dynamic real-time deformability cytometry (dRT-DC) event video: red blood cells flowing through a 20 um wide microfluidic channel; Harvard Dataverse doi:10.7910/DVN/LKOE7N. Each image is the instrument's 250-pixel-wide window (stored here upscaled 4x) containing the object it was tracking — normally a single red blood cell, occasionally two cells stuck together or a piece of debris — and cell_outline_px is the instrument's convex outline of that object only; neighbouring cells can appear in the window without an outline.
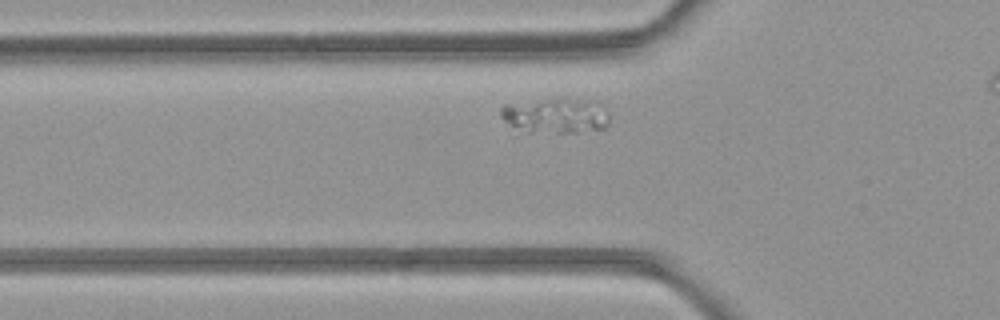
{"species": "common noctule bat (a hibernating species)", "species_latin": "Nyctalus noctula", "temperature_condition": "room temperature", "stored_images_in_passage": 31, "camera_frame_rate_fps": 3000, "um_per_image_px": 0.085, "animal": {"sex": "female", "body_mass_g": 21.9}, "frame": {"image": 1, "passage_image": 7, "time_ms": 2.0, "image_size_px": [1000, 320], "cell_outline_px": [[608, 124], [604, 128], [576, 132], [528, 132], [504, 120], [500, 116], [500, 108], [504, 104], [556, 96], [560, 96], [600, 100], [608, 112]], "centroid_in_image_um": [47.29, 9.75], "position_along_channel_um": 78.5, "area_um2": 23.12}}
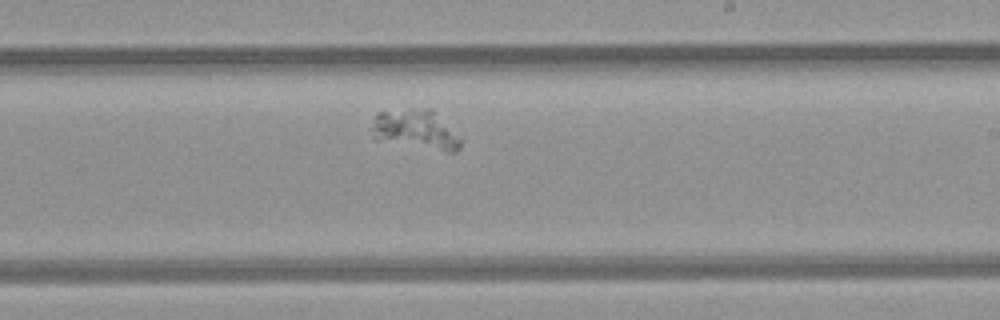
{"frame": {"image": 2, "passage_image": 20, "time_ms": 6.333, "image_size_px": [1000, 320], "cell_outline_px": [[460, 148], [456, 152], [448, 152], [372, 140], [368, 128], [376, 112], [408, 108], [432, 108], [460, 140]], "centroid_in_image_um": [35.19, 11.01], "position_along_channel_um": 253.8, "area_um2": 20.98}}
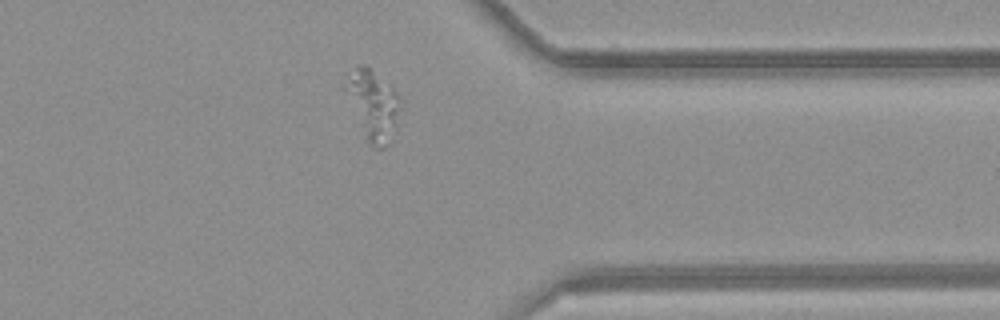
{"frame": {"image": 3, "passage_image": 30, "time_ms": 9.667, "image_size_px": [1000, 320], "cell_outline_px": [[400, 108], [396, 124], [388, 144], [384, 148], [372, 148], [368, 144], [340, 88], [356, 68], [360, 64], [364, 64], [372, 68], [400, 96]], "centroid_in_image_um": [31.65, 8.93], "position_along_channel_um": 379.8, "area_um2": 22.66}}